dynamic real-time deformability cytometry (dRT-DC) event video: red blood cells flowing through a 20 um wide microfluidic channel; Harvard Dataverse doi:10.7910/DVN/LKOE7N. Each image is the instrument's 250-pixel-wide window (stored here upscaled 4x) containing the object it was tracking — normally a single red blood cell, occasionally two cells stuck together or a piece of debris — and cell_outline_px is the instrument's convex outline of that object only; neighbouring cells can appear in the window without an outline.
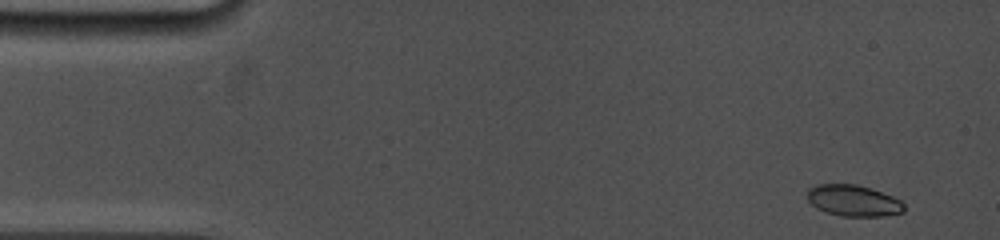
{"species": "common noctule bat (a hibernating species)", "species_latin": "Nyctalus noctula", "temperature_condition": "cold", "stored_images_in_passage": 27, "camera_frame_rate_fps": 5000, "um_per_image_px": 0.085, "animal": {"sex": "female", "body_mass_g": 19.0, "forearm_length_mm": 53.3}, "frame": {"image": 1, "passage_image": 1, "time_ms": 0.0, "image_size_px": [1000, 240], "cell_outline_px": [[904, 212], [884, 216], [840, 216], [824, 212], [816, 208], [808, 200], [808, 188], [816, 184], [856, 184], [892, 196], [900, 200], [904, 204]], "centroid_in_image_um": [72.51, 17.06], "position_along_channel_um": 12.5, "area_um2": 17.63}}
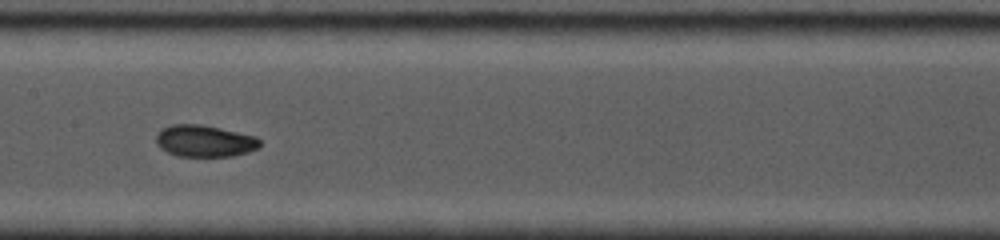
{"frame": {"image": 2, "passage_image": 13, "time_ms": 7.4, "image_size_px": [1000, 240], "cell_outline_px": [[260, 148], [248, 152], [232, 156], [176, 156], [160, 148], [156, 144], [156, 132], [160, 128], [172, 124], [200, 124], [220, 128], [256, 136], [260, 140]], "centroid_in_image_um": [17.36, 11.98], "position_along_channel_um": 190.0, "area_um2": 19.42}}
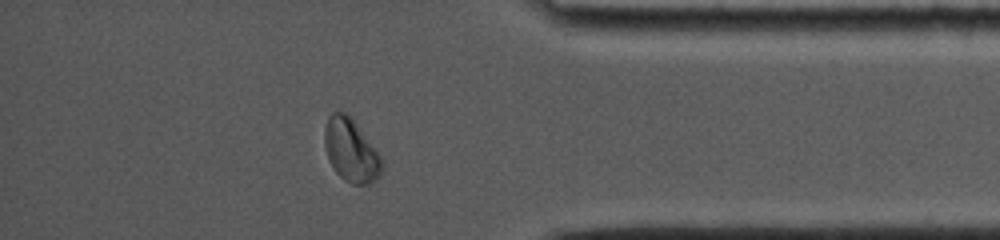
{"frame": {"image": 3, "passage_image": 24, "time_ms": 13.2, "image_size_px": [1000, 240], "cell_outline_px": [[384, 164], [376, 180], [368, 184], [352, 184], [344, 180], [336, 172], [328, 160], [324, 144], [324, 128], [328, 116], [332, 112], [348, 112], [384, 160]], "centroid_in_image_um": [29.82, 12.77], "position_along_channel_um": 405.4, "area_um2": 21.27}, "authors_computed_cell_mechanics": {"area_um2": 18.9584, "velocity_mm_per_s": 3.8686, "shape_relaxation_time_tau1_ms": 6.3492, "shape_relaxation_time_tau2_ms": 1.6919, "deformation_change_tau1": 0.1644, "deformation_change_tau2": 0.0404}}